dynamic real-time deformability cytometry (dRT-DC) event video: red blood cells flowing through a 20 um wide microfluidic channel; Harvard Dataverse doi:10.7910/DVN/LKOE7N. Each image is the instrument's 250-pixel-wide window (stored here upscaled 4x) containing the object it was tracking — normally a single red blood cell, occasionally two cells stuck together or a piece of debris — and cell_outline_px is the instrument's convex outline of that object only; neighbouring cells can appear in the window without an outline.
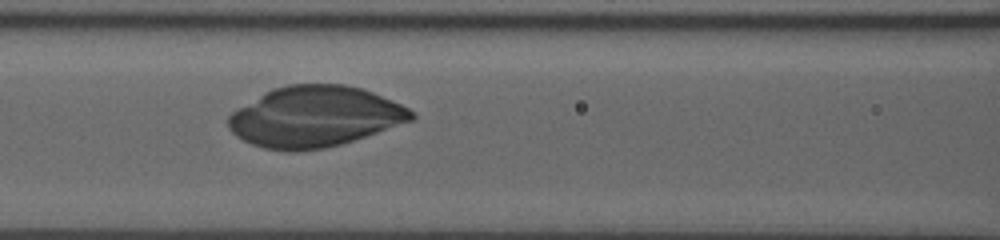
{"species": "human", "species_latin": "Homo sapiens", "temperature_condition": "room temperature", "stored_images_in_passage": 34, "camera_frame_rate_fps": 3000, "um_per_image_px": 0.085, "donor": {"sex": "male"}, "frame": {"image": 1, "passage_image": 12, "time_ms": 3.667, "image_size_px": [1000, 240], "cell_outline_px": [[416, 116], [412, 120], [340, 144], [324, 148], [296, 152], [288, 152], [264, 148], [252, 144], [236, 136], [228, 128], [228, 116], [232, 112], [264, 92], [272, 88], [288, 84], [344, 84], [364, 88], [400, 104], [416, 112]], "centroid_in_image_um": [26.73, 9.91], "position_along_channel_um": 139.9, "area_um2": 64.68}}
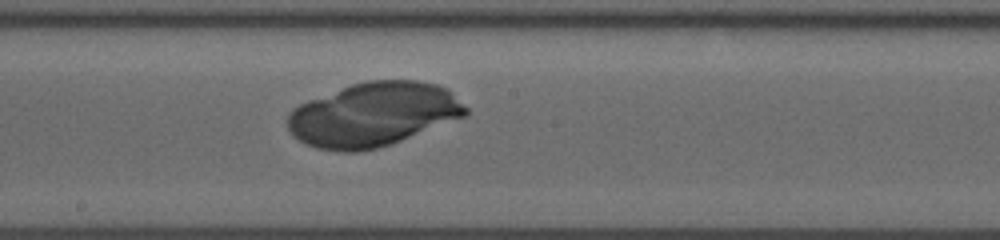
{"frame": {"image": 2, "passage_image": 18, "time_ms": 5.667, "image_size_px": [1000, 240], "cell_outline_px": [[468, 112], [464, 116], [392, 144], [376, 148], [356, 152], [340, 152], [316, 148], [304, 144], [292, 136], [288, 128], [288, 112], [292, 108], [308, 100], [352, 84], [368, 80], [416, 80], [440, 84], [448, 88], [468, 108]], "centroid_in_image_um": [31.72, 9.73], "position_along_channel_um": 216.5, "area_um2": 66.64}}
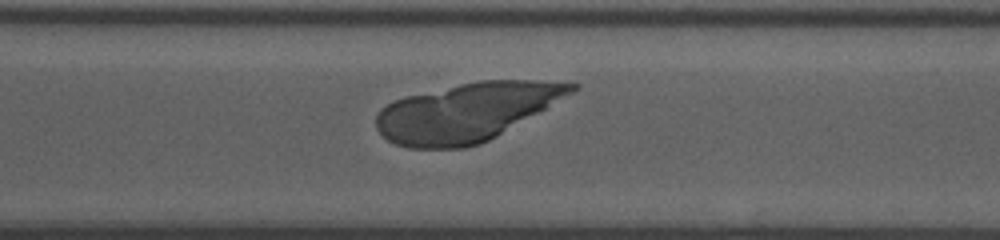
{"frame": {"image": 3, "passage_image": 27, "time_ms": 8.667, "image_size_px": [1000, 240], "cell_outline_px": [[580, 88], [496, 136], [480, 144], [464, 148], [408, 148], [396, 144], [388, 140], [376, 128], [376, 116], [380, 108], [404, 96], [460, 84], [480, 80], [532, 80], [580, 84]], "centroid_in_image_um": [39.61, 9.53], "position_along_channel_um": 331.0, "area_um2": 65.72}}